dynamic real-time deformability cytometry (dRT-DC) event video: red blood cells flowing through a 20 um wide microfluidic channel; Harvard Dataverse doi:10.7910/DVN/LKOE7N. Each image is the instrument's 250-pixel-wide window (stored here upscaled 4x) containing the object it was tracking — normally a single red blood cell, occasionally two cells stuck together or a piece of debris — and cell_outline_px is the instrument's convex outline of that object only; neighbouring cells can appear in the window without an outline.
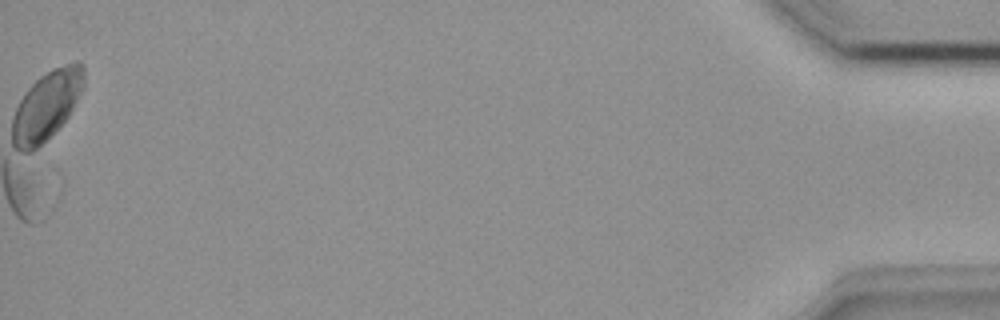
{"species": "common noctule bat (a hibernating species)", "species_latin": "Nyctalus noctula", "temperature_condition": "room temperature", "stored_images_in_passage": 35, "camera_frame_rate_fps": 3000, "um_per_image_px": 0.085, "animal": {"sex": "female", "body_mass_g": 18.4}, "frame": {"image": 1, "passage_image": 35, "time_ms": 11.333, "image_size_px": [1000, 320], "cell_outline_px": [[84, 88], [68, 116], [32, 152], [12, 152], [12, 116], [20, 100], [28, 88], [40, 76], [52, 68], [76, 60], [80, 60], [84, 64]], "centroid_in_image_um": [3.94, 8.95], "position_along_channel_um": 431.3, "area_um2": 28.96}}